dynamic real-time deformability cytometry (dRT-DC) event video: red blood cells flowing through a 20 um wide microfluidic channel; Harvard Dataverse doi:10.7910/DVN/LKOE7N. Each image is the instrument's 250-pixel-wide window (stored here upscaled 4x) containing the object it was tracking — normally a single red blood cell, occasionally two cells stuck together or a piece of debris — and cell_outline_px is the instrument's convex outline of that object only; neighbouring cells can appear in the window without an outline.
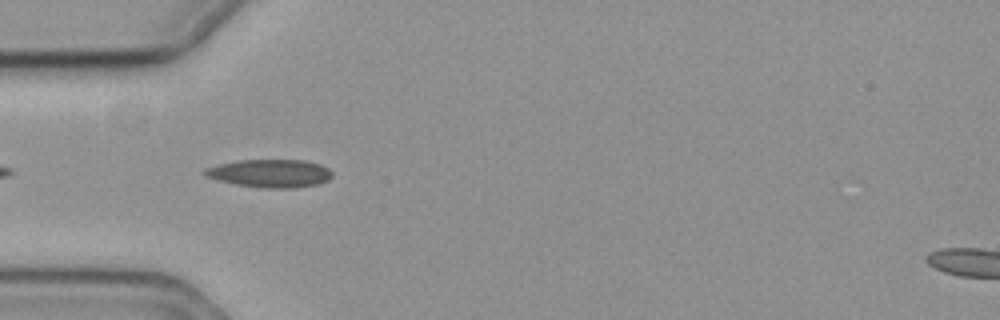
{"species": "common noctule bat (a hibernating species)", "species_latin": "Nyctalus noctula", "temperature_condition": "cold", "stored_images_in_passage": 35, "camera_frame_rate_fps": 3000, "um_per_image_px": 0.085, "animal": {"sex": "female", "body_mass_g": 19.3, "forearm_length_mm": 54.1}, "frame": {"image": 1, "passage_image": 3, "time_ms": 0.667, "image_size_px": [1000, 320], "cell_outline_px": [[332, 176], [328, 180], [316, 184], [296, 188], [260, 188], [236, 184], [204, 176], [200, 172], [204, 168], [220, 164], [240, 160], [304, 160], [320, 164], [328, 168], [332, 172]], "centroid_in_image_um": [22.94, 14.73], "position_along_channel_um": 62.1, "area_um2": 20.87}}
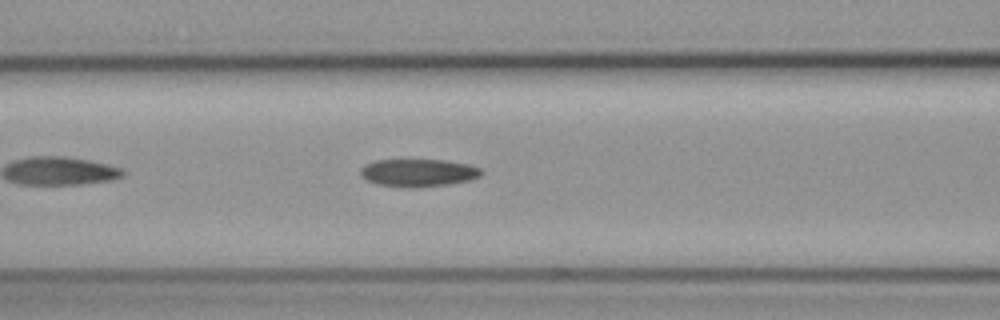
{"frame": {"image": 2, "passage_image": 9, "time_ms": 2.667, "image_size_px": [1000, 320], "cell_outline_px": [[484, 172], [480, 176], [468, 180], [448, 184], [412, 188], [408, 188], [376, 184], [368, 180], [360, 172], [360, 168], [364, 164], [376, 160], [444, 160], [468, 164], [480, 168]], "centroid_in_image_um": [35.55, 14.68], "position_along_channel_um": 131.0, "area_um2": 19.42}}
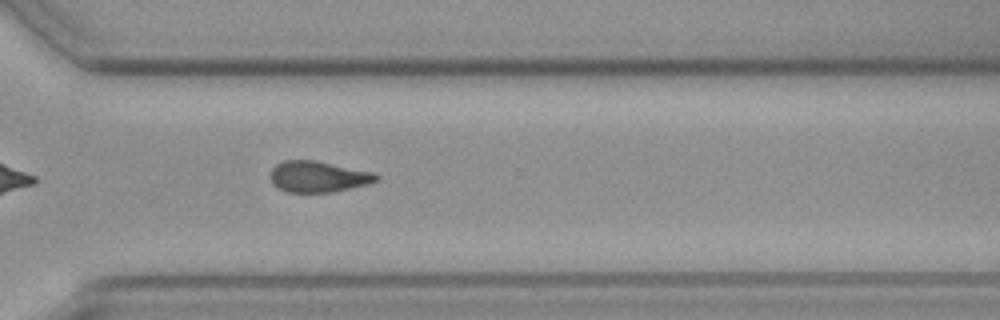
{"frame": {"image": 3, "passage_image": 27, "time_ms": 8.667, "image_size_px": [1000, 320], "cell_outline_px": [[380, 180], [368, 184], [332, 192], [288, 192], [272, 184], [272, 168], [276, 164], [284, 160], [312, 160], [372, 172], [380, 176]], "centroid_in_image_um": [27.06, 15.02], "position_along_channel_um": 343.5, "area_um2": 18.9}, "authors_computed_cell_mechanics": {"area_um2": 19.4786, "velocity_mm_per_s": 3.5451, "shape_relaxation_time_tau1_ms": null, "shape_relaxation_time_tau2_ms": 6.0773, "deformation_change_tau1": null, "deformation_change_tau2": 0.1433}}